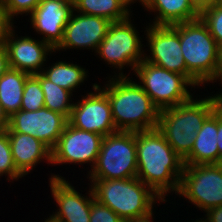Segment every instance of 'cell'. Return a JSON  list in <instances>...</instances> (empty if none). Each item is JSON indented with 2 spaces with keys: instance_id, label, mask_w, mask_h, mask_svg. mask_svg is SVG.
<instances>
[{
  "instance_id": "obj_29",
  "label": "cell",
  "mask_w": 222,
  "mask_h": 222,
  "mask_svg": "<svg viewBox=\"0 0 222 222\" xmlns=\"http://www.w3.org/2000/svg\"><path fill=\"white\" fill-rule=\"evenodd\" d=\"M41 0H8L5 3L9 16L14 18L19 15H28L39 5Z\"/></svg>"
},
{
  "instance_id": "obj_22",
  "label": "cell",
  "mask_w": 222,
  "mask_h": 222,
  "mask_svg": "<svg viewBox=\"0 0 222 222\" xmlns=\"http://www.w3.org/2000/svg\"><path fill=\"white\" fill-rule=\"evenodd\" d=\"M29 76L9 67L0 77V103L8 117L20 110L24 85Z\"/></svg>"
},
{
  "instance_id": "obj_6",
  "label": "cell",
  "mask_w": 222,
  "mask_h": 222,
  "mask_svg": "<svg viewBox=\"0 0 222 222\" xmlns=\"http://www.w3.org/2000/svg\"><path fill=\"white\" fill-rule=\"evenodd\" d=\"M179 37L187 71L205 87L217 65L215 39L200 17L179 23Z\"/></svg>"
},
{
  "instance_id": "obj_9",
  "label": "cell",
  "mask_w": 222,
  "mask_h": 222,
  "mask_svg": "<svg viewBox=\"0 0 222 222\" xmlns=\"http://www.w3.org/2000/svg\"><path fill=\"white\" fill-rule=\"evenodd\" d=\"M147 51L144 60L170 72L184 75L198 89L202 85L187 71L179 37V23L175 25H151L145 27ZM198 86V87H197Z\"/></svg>"
},
{
  "instance_id": "obj_28",
  "label": "cell",
  "mask_w": 222,
  "mask_h": 222,
  "mask_svg": "<svg viewBox=\"0 0 222 222\" xmlns=\"http://www.w3.org/2000/svg\"><path fill=\"white\" fill-rule=\"evenodd\" d=\"M90 222H124L109 207L101 204L96 199L92 201Z\"/></svg>"
},
{
  "instance_id": "obj_19",
  "label": "cell",
  "mask_w": 222,
  "mask_h": 222,
  "mask_svg": "<svg viewBox=\"0 0 222 222\" xmlns=\"http://www.w3.org/2000/svg\"><path fill=\"white\" fill-rule=\"evenodd\" d=\"M140 4L146 11L154 12L153 21L148 23L151 25L184 23L199 18L200 14V6L194 0H142Z\"/></svg>"
},
{
  "instance_id": "obj_35",
  "label": "cell",
  "mask_w": 222,
  "mask_h": 222,
  "mask_svg": "<svg viewBox=\"0 0 222 222\" xmlns=\"http://www.w3.org/2000/svg\"><path fill=\"white\" fill-rule=\"evenodd\" d=\"M9 127V117L0 103V132L6 131Z\"/></svg>"
},
{
  "instance_id": "obj_5",
  "label": "cell",
  "mask_w": 222,
  "mask_h": 222,
  "mask_svg": "<svg viewBox=\"0 0 222 222\" xmlns=\"http://www.w3.org/2000/svg\"><path fill=\"white\" fill-rule=\"evenodd\" d=\"M89 180L130 179L137 176L136 132L116 131L104 136Z\"/></svg>"
},
{
  "instance_id": "obj_14",
  "label": "cell",
  "mask_w": 222,
  "mask_h": 222,
  "mask_svg": "<svg viewBox=\"0 0 222 222\" xmlns=\"http://www.w3.org/2000/svg\"><path fill=\"white\" fill-rule=\"evenodd\" d=\"M67 123L68 119L64 115L45 107L36 111L19 110L9 117V127L6 131L31 135L52 150Z\"/></svg>"
},
{
  "instance_id": "obj_4",
  "label": "cell",
  "mask_w": 222,
  "mask_h": 222,
  "mask_svg": "<svg viewBox=\"0 0 222 222\" xmlns=\"http://www.w3.org/2000/svg\"><path fill=\"white\" fill-rule=\"evenodd\" d=\"M94 198L109 207L123 221L143 217L155 204L166 203L137 177L117 180H90ZM161 202V203H160Z\"/></svg>"
},
{
  "instance_id": "obj_8",
  "label": "cell",
  "mask_w": 222,
  "mask_h": 222,
  "mask_svg": "<svg viewBox=\"0 0 222 222\" xmlns=\"http://www.w3.org/2000/svg\"><path fill=\"white\" fill-rule=\"evenodd\" d=\"M133 75L159 110L185 103L194 96L191 91L195 90V86L184 75L170 72L144 59L136 66ZM188 86L191 87L190 91Z\"/></svg>"
},
{
  "instance_id": "obj_25",
  "label": "cell",
  "mask_w": 222,
  "mask_h": 222,
  "mask_svg": "<svg viewBox=\"0 0 222 222\" xmlns=\"http://www.w3.org/2000/svg\"><path fill=\"white\" fill-rule=\"evenodd\" d=\"M44 108V93L40 85V73L30 75L25 82L20 110L36 111Z\"/></svg>"
},
{
  "instance_id": "obj_13",
  "label": "cell",
  "mask_w": 222,
  "mask_h": 222,
  "mask_svg": "<svg viewBox=\"0 0 222 222\" xmlns=\"http://www.w3.org/2000/svg\"><path fill=\"white\" fill-rule=\"evenodd\" d=\"M52 173L49 178L51 196L57 203V210L46 222H90L91 204L95 199L90 187L84 194H80L65 177ZM59 208V209H58ZM59 210V211H58Z\"/></svg>"
},
{
  "instance_id": "obj_10",
  "label": "cell",
  "mask_w": 222,
  "mask_h": 222,
  "mask_svg": "<svg viewBox=\"0 0 222 222\" xmlns=\"http://www.w3.org/2000/svg\"><path fill=\"white\" fill-rule=\"evenodd\" d=\"M176 195L204 212L222 205V171L215 164L184 165Z\"/></svg>"
},
{
  "instance_id": "obj_43",
  "label": "cell",
  "mask_w": 222,
  "mask_h": 222,
  "mask_svg": "<svg viewBox=\"0 0 222 222\" xmlns=\"http://www.w3.org/2000/svg\"><path fill=\"white\" fill-rule=\"evenodd\" d=\"M8 0H0V2L2 3H6Z\"/></svg>"
},
{
  "instance_id": "obj_7",
  "label": "cell",
  "mask_w": 222,
  "mask_h": 222,
  "mask_svg": "<svg viewBox=\"0 0 222 222\" xmlns=\"http://www.w3.org/2000/svg\"><path fill=\"white\" fill-rule=\"evenodd\" d=\"M132 21L130 16L126 20L112 22L96 51V55H99L101 60L105 61L107 65H111L110 68H117L118 74L113 71V76H129L130 73H123L124 66L130 67L134 72L136 66L144 59L145 49L143 47L146 46L142 44L143 40L139 36V30Z\"/></svg>"
},
{
  "instance_id": "obj_27",
  "label": "cell",
  "mask_w": 222,
  "mask_h": 222,
  "mask_svg": "<svg viewBox=\"0 0 222 222\" xmlns=\"http://www.w3.org/2000/svg\"><path fill=\"white\" fill-rule=\"evenodd\" d=\"M4 175L10 182L24 177L14 163L7 131L0 132V177Z\"/></svg>"
},
{
  "instance_id": "obj_15",
  "label": "cell",
  "mask_w": 222,
  "mask_h": 222,
  "mask_svg": "<svg viewBox=\"0 0 222 222\" xmlns=\"http://www.w3.org/2000/svg\"><path fill=\"white\" fill-rule=\"evenodd\" d=\"M111 23L105 18L86 15L73 10L64 28L62 41L54 49V53L76 48L77 50L89 49L96 53Z\"/></svg>"
},
{
  "instance_id": "obj_34",
  "label": "cell",
  "mask_w": 222,
  "mask_h": 222,
  "mask_svg": "<svg viewBox=\"0 0 222 222\" xmlns=\"http://www.w3.org/2000/svg\"><path fill=\"white\" fill-rule=\"evenodd\" d=\"M217 145L219 150V156L222 155V103L218 106V133H217Z\"/></svg>"
},
{
  "instance_id": "obj_41",
  "label": "cell",
  "mask_w": 222,
  "mask_h": 222,
  "mask_svg": "<svg viewBox=\"0 0 222 222\" xmlns=\"http://www.w3.org/2000/svg\"><path fill=\"white\" fill-rule=\"evenodd\" d=\"M217 4H219L220 6H222V0H218Z\"/></svg>"
},
{
  "instance_id": "obj_31",
  "label": "cell",
  "mask_w": 222,
  "mask_h": 222,
  "mask_svg": "<svg viewBox=\"0 0 222 222\" xmlns=\"http://www.w3.org/2000/svg\"><path fill=\"white\" fill-rule=\"evenodd\" d=\"M217 81H221L222 84V46H218V53H217V65L215 68V71L213 73V76L206 82L209 83H216ZM217 97L222 98V92H219L217 94H214Z\"/></svg>"
},
{
  "instance_id": "obj_1",
  "label": "cell",
  "mask_w": 222,
  "mask_h": 222,
  "mask_svg": "<svg viewBox=\"0 0 222 222\" xmlns=\"http://www.w3.org/2000/svg\"><path fill=\"white\" fill-rule=\"evenodd\" d=\"M136 155L138 179L164 201L177 194L184 162L157 128L136 132Z\"/></svg>"
},
{
  "instance_id": "obj_42",
  "label": "cell",
  "mask_w": 222,
  "mask_h": 222,
  "mask_svg": "<svg viewBox=\"0 0 222 222\" xmlns=\"http://www.w3.org/2000/svg\"><path fill=\"white\" fill-rule=\"evenodd\" d=\"M68 2L74 3L76 0H67Z\"/></svg>"
},
{
  "instance_id": "obj_20",
  "label": "cell",
  "mask_w": 222,
  "mask_h": 222,
  "mask_svg": "<svg viewBox=\"0 0 222 222\" xmlns=\"http://www.w3.org/2000/svg\"><path fill=\"white\" fill-rule=\"evenodd\" d=\"M217 133L218 107L205 119L196 133L191 153L183 160L184 165L215 164L219 159Z\"/></svg>"
},
{
  "instance_id": "obj_24",
  "label": "cell",
  "mask_w": 222,
  "mask_h": 222,
  "mask_svg": "<svg viewBox=\"0 0 222 222\" xmlns=\"http://www.w3.org/2000/svg\"><path fill=\"white\" fill-rule=\"evenodd\" d=\"M40 85L44 93V107L70 117L74 102L70 91L50 82L40 73Z\"/></svg>"
},
{
  "instance_id": "obj_17",
  "label": "cell",
  "mask_w": 222,
  "mask_h": 222,
  "mask_svg": "<svg viewBox=\"0 0 222 222\" xmlns=\"http://www.w3.org/2000/svg\"><path fill=\"white\" fill-rule=\"evenodd\" d=\"M73 10V3L67 0H41L29 15L28 22H31L32 30L42 35L40 39L55 49L62 41Z\"/></svg>"
},
{
  "instance_id": "obj_37",
  "label": "cell",
  "mask_w": 222,
  "mask_h": 222,
  "mask_svg": "<svg viewBox=\"0 0 222 222\" xmlns=\"http://www.w3.org/2000/svg\"><path fill=\"white\" fill-rule=\"evenodd\" d=\"M215 165L222 171V155L219 156L218 161L215 163Z\"/></svg>"
},
{
  "instance_id": "obj_39",
  "label": "cell",
  "mask_w": 222,
  "mask_h": 222,
  "mask_svg": "<svg viewBox=\"0 0 222 222\" xmlns=\"http://www.w3.org/2000/svg\"><path fill=\"white\" fill-rule=\"evenodd\" d=\"M200 7H202V0H194Z\"/></svg>"
},
{
  "instance_id": "obj_11",
  "label": "cell",
  "mask_w": 222,
  "mask_h": 222,
  "mask_svg": "<svg viewBox=\"0 0 222 222\" xmlns=\"http://www.w3.org/2000/svg\"><path fill=\"white\" fill-rule=\"evenodd\" d=\"M92 84L94 92L74 102L68 123L80 130L90 131L107 136L116 132L111 105L107 95L96 85Z\"/></svg>"
},
{
  "instance_id": "obj_2",
  "label": "cell",
  "mask_w": 222,
  "mask_h": 222,
  "mask_svg": "<svg viewBox=\"0 0 222 222\" xmlns=\"http://www.w3.org/2000/svg\"><path fill=\"white\" fill-rule=\"evenodd\" d=\"M96 85L109 99L117 131L138 132L157 127L160 110L133 77L109 76L104 86Z\"/></svg>"
},
{
  "instance_id": "obj_16",
  "label": "cell",
  "mask_w": 222,
  "mask_h": 222,
  "mask_svg": "<svg viewBox=\"0 0 222 222\" xmlns=\"http://www.w3.org/2000/svg\"><path fill=\"white\" fill-rule=\"evenodd\" d=\"M14 28L5 37L3 45L8 54L9 67L20 70L29 75H36L42 72L47 63L48 55L51 57L55 50L43 40H35L28 36H17ZM51 54V55H50Z\"/></svg>"
},
{
  "instance_id": "obj_23",
  "label": "cell",
  "mask_w": 222,
  "mask_h": 222,
  "mask_svg": "<svg viewBox=\"0 0 222 222\" xmlns=\"http://www.w3.org/2000/svg\"><path fill=\"white\" fill-rule=\"evenodd\" d=\"M41 74L50 82L70 91L72 94L80 88L82 83L85 84L84 81H87L89 77L88 69L63 60L57 61L49 67H44Z\"/></svg>"
},
{
  "instance_id": "obj_36",
  "label": "cell",
  "mask_w": 222,
  "mask_h": 222,
  "mask_svg": "<svg viewBox=\"0 0 222 222\" xmlns=\"http://www.w3.org/2000/svg\"><path fill=\"white\" fill-rule=\"evenodd\" d=\"M154 212L152 211L150 214L148 215H145L143 217H138V218H133V219H130V220H126L124 222H154ZM153 218V219H152Z\"/></svg>"
},
{
  "instance_id": "obj_30",
  "label": "cell",
  "mask_w": 222,
  "mask_h": 222,
  "mask_svg": "<svg viewBox=\"0 0 222 222\" xmlns=\"http://www.w3.org/2000/svg\"><path fill=\"white\" fill-rule=\"evenodd\" d=\"M14 20L9 16L5 3L0 2V43L10 33L14 26Z\"/></svg>"
},
{
  "instance_id": "obj_3",
  "label": "cell",
  "mask_w": 222,
  "mask_h": 222,
  "mask_svg": "<svg viewBox=\"0 0 222 222\" xmlns=\"http://www.w3.org/2000/svg\"><path fill=\"white\" fill-rule=\"evenodd\" d=\"M222 103L216 95L194 99L160 110L157 129L183 160L191 153L196 133L205 119Z\"/></svg>"
},
{
  "instance_id": "obj_32",
  "label": "cell",
  "mask_w": 222,
  "mask_h": 222,
  "mask_svg": "<svg viewBox=\"0 0 222 222\" xmlns=\"http://www.w3.org/2000/svg\"><path fill=\"white\" fill-rule=\"evenodd\" d=\"M205 218H199L200 222H222V205L213 207L205 212Z\"/></svg>"
},
{
  "instance_id": "obj_21",
  "label": "cell",
  "mask_w": 222,
  "mask_h": 222,
  "mask_svg": "<svg viewBox=\"0 0 222 222\" xmlns=\"http://www.w3.org/2000/svg\"><path fill=\"white\" fill-rule=\"evenodd\" d=\"M130 0H76L73 9L76 12L99 16L111 22L123 21L132 16Z\"/></svg>"
},
{
  "instance_id": "obj_38",
  "label": "cell",
  "mask_w": 222,
  "mask_h": 222,
  "mask_svg": "<svg viewBox=\"0 0 222 222\" xmlns=\"http://www.w3.org/2000/svg\"><path fill=\"white\" fill-rule=\"evenodd\" d=\"M218 0H202V6L209 3H217Z\"/></svg>"
},
{
  "instance_id": "obj_12",
  "label": "cell",
  "mask_w": 222,
  "mask_h": 222,
  "mask_svg": "<svg viewBox=\"0 0 222 222\" xmlns=\"http://www.w3.org/2000/svg\"><path fill=\"white\" fill-rule=\"evenodd\" d=\"M103 136L83 131L67 123L56 146L51 150V165L74 164L94 167Z\"/></svg>"
},
{
  "instance_id": "obj_40",
  "label": "cell",
  "mask_w": 222,
  "mask_h": 222,
  "mask_svg": "<svg viewBox=\"0 0 222 222\" xmlns=\"http://www.w3.org/2000/svg\"><path fill=\"white\" fill-rule=\"evenodd\" d=\"M132 1L133 3H136L137 1L140 3L142 0H130Z\"/></svg>"
},
{
  "instance_id": "obj_26",
  "label": "cell",
  "mask_w": 222,
  "mask_h": 222,
  "mask_svg": "<svg viewBox=\"0 0 222 222\" xmlns=\"http://www.w3.org/2000/svg\"><path fill=\"white\" fill-rule=\"evenodd\" d=\"M200 19L206 24L209 33L218 46H222V6L209 3L200 7Z\"/></svg>"
},
{
  "instance_id": "obj_18",
  "label": "cell",
  "mask_w": 222,
  "mask_h": 222,
  "mask_svg": "<svg viewBox=\"0 0 222 222\" xmlns=\"http://www.w3.org/2000/svg\"><path fill=\"white\" fill-rule=\"evenodd\" d=\"M17 170L25 177L42 161L51 165V149L37 138L23 133H8Z\"/></svg>"
},
{
  "instance_id": "obj_33",
  "label": "cell",
  "mask_w": 222,
  "mask_h": 222,
  "mask_svg": "<svg viewBox=\"0 0 222 222\" xmlns=\"http://www.w3.org/2000/svg\"><path fill=\"white\" fill-rule=\"evenodd\" d=\"M9 69L8 54L3 43H0V77Z\"/></svg>"
}]
</instances>
